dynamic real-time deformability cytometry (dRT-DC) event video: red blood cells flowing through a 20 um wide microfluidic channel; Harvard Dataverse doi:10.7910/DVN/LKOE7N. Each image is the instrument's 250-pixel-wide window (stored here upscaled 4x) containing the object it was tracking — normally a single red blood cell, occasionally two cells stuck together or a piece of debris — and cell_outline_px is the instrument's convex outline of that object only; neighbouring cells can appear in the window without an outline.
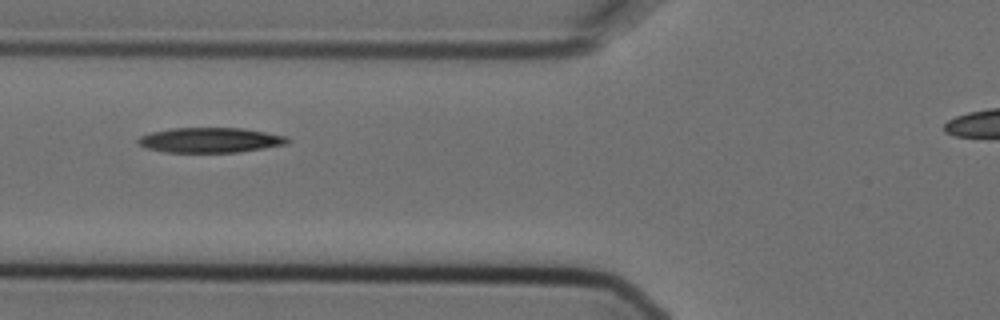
{"species": "Egyptian fruit bat (a non-hibernating species)", "species_latin": "Rousettus aegyptiacus", "temperature_condition": "cold", "stored_images_in_passage": 5, "camera_frame_rate_fps": 3000, "um_per_image_px": 0.085, "animal": {"sex": "female"}, "frame": {"image": 1, "passage_image": 4, "time_ms": 1.0, "image_size_px": [1000, 320], "cell_outline_px": [[292, 140], [288, 144], [264, 148], [236, 152], [164, 152], [144, 148], [136, 140], [140, 136], [152, 132], [172, 128], [244, 128], [288, 136]], "centroid_in_image_um": [17.9, 11.91], "position_along_channel_um": 107.9, "area_um2": 21.91}}
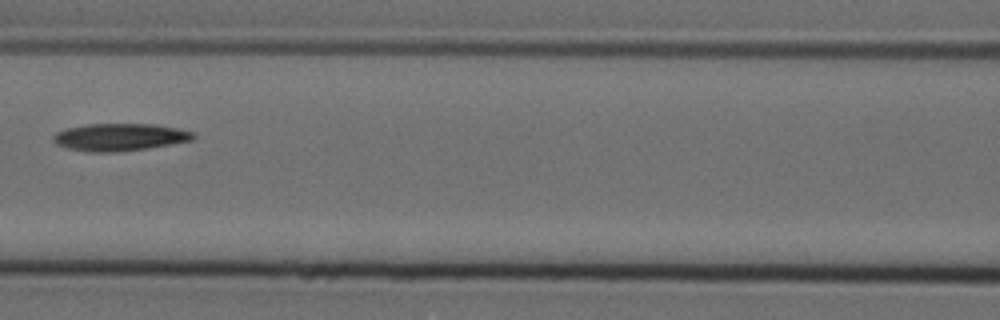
{"frame": {"image": 2, "passage_image": 5, "time_ms": 1.333, "image_size_px": [1000, 320], "cell_outline_px": [[196, 136], [192, 140], [148, 148], [116, 152], [88, 152], [68, 148], [56, 144], [52, 140], [52, 136], [56, 132], [68, 128], [88, 124], [156, 124], [196, 132]], "centroid_in_image_um": [10.18, 11.65], "position_along_channel_um": 156.4, "area_um2": 22.37}}